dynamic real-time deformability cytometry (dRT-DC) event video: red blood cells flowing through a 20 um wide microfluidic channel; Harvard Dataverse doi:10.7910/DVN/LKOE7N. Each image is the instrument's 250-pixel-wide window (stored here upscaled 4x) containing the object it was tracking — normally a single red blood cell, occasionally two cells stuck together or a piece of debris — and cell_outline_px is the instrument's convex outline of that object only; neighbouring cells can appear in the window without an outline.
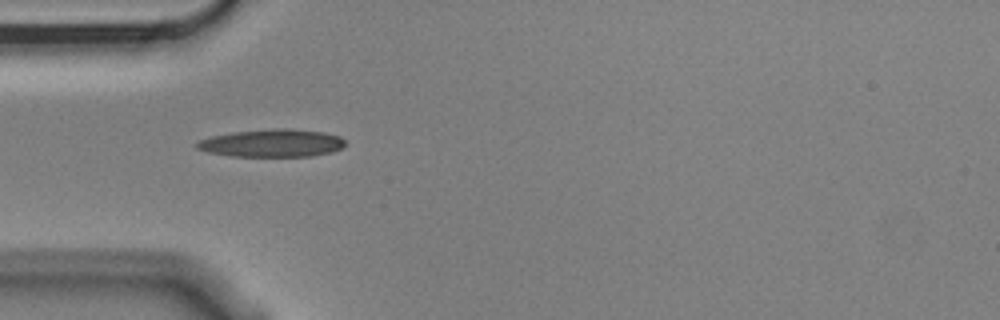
{"species": "Egyptian fruit bat (a non-hibernating species)", "species_latin": "Rousettus aegyptiacus", "temperature_condition": "cold", "stored_images_in_passage": 2, "camera_frame_rate_fps": 3000, "um_per_image_px": 0.085, "animal": {"sex": "male"}, "frame": {"image": 1, "passage_image": 1, "time_ms": 0.0, "image_size_px": [1000, 320], "cell_outline_px": [[344, 144], [340, 148], [332, 152], [312, 156], [232, 156], [208, 152], [196, 148], [192, 144], [200, 140], [212, 136], [232, 132], [272, 128], [288, 128], [324, 132], [340, 136], [344, 140]], "centroid_in_image_um": [23.1, 12.16], "position_along_channel_um": 61.9, "area_um2": 24.04}}
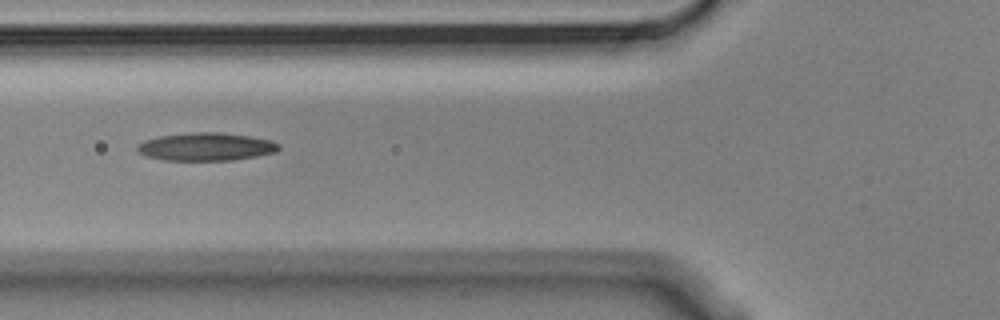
{"frame": {"image": 2, "passage_image": 2, "time_ms": 0.333, "image_size_px": [1000, 320], "cell_outline_px": [[280, 148], [276, 152], [256, 156], [232, 160], [160, 160], [144, 156], [136, 148], [144, 140], [160, 136], [196, 132], [220, 132], [248, 136], [272, 140], [280, 144]], "centroid_in_image_um": [17.53, 12.47], "position_along_channel_um": 108.3, "area_um2": 23.0}}